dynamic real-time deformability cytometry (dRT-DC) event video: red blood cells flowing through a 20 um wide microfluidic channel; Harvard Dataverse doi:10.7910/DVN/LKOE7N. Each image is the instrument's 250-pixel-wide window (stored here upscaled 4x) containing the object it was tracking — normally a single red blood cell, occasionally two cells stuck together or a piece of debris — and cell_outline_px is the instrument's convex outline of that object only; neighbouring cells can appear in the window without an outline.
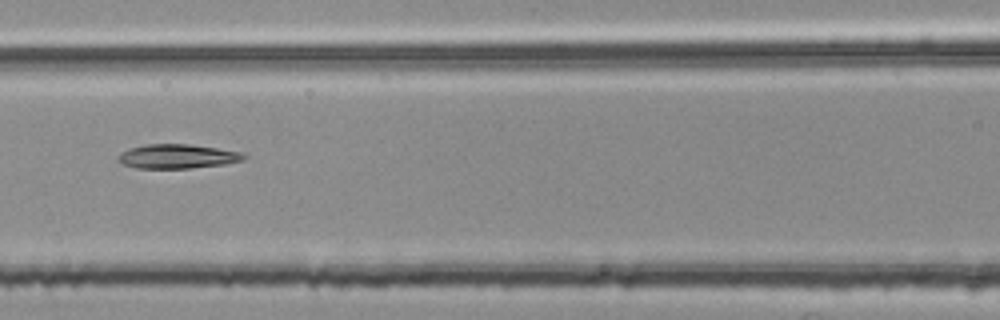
{"species": "common noctule bat (a hibernating species)", "species_latin": "Nyctalus noctula", "temperature_condition": "room temperature", "stored_images_in_passage": 15, "camera_frame_rate_fps": 3000, "um_per_image_px": 0.085, "animal": {"sex": "female", "body_mass_g": 25.1}, "frame": {"image": 1, "passage_image": 9, "time_ms": 2.667, "image_size_px": [1000, 320], "cell_outline_px": [[248, 156], [244, 160], [224, 164], [188, 168], [136, 168], [124, 164], [116, 160], [116, 156], [120, 152], [128, 148], [144, 144], [188, 144], [244, 152]], "centroid_in_image_um": [15.05, 13.28], "position_along_channel_um": 151.5, "area_um2": 17.92}}